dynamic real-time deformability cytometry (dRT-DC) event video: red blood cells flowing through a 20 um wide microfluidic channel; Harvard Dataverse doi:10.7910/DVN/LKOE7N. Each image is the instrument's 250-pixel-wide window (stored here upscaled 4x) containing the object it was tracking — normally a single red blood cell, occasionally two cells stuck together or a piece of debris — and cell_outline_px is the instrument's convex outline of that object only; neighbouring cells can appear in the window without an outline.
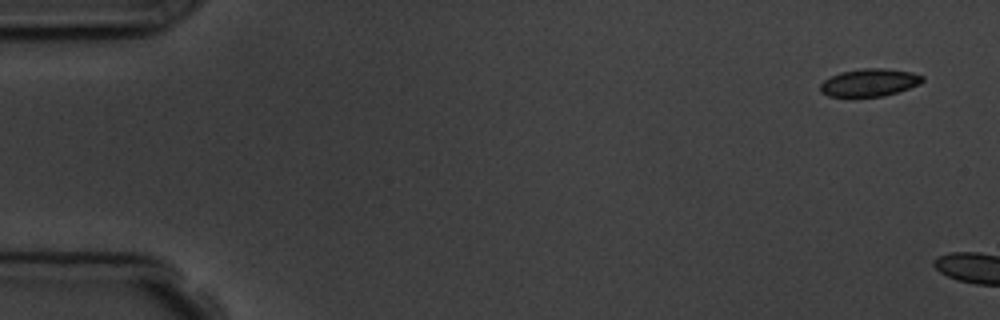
{"species": "common noctule bat (a hibernating species)", "species_latin": "Nyctalus noctula", "temperature_condition": "room temperature", "stored_images_in_passage": 4, "camera_frame_rate_fps": 3000, "um_per_image_px": 0.085, "animal": {"sex": "male", "body_mass_g": 19.5, "forearm_length_mm": 54.6}, "frame": {"image": 1, "passage_image": 1, "time_ms": 0.0, "image_size_px": [1000, 320], "cell_outline_px": [[924, 80], [920, 84], [884, 96], [828, 96], [820, 92], [820, 84], [824, 80], [840, 72], [864, 68], [884, 68], [912, 72], [924, 76]], "centroid_in_image_um": [73.91, 7.01], "position_along_channel_um": 11.1, "area_um2": 16.36}}